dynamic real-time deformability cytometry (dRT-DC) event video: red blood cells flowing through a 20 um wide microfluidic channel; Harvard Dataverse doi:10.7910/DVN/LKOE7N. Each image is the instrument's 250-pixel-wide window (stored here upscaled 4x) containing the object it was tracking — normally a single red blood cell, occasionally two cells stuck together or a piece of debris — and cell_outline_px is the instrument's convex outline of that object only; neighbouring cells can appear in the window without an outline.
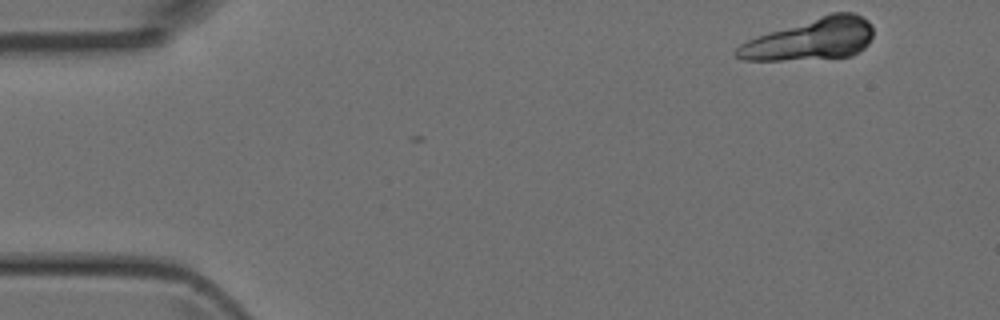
{"species": "Egyptian fruit bat (a non-hibernating species)", "species_latin": "Rousettus aegyptiacus", "temperature_condition": "room temperature", "stored_images_in_passage": 31, "camera_frame_rate_fps": 3000, "um_per_image_px": 0.085, "animal": {"sex": "female"}, "frame": {"image": 1, "passage_image": 1, "time_ms": 0.0, "image_size_px": [1000, 320], "cell_outline_px": [[872, 36], [868, 44], [864, 48], [852, 56], [780, 60], [744, 60], [736, 56], [732, 52], [740, 44], [756, 36], [832, 12], [852, 12], [868, 20], [872, 28]], "centroid_in_image_um": [68.91, 3.34], "position_along_channel_um": 16.1, "area_um2": 32.83}}